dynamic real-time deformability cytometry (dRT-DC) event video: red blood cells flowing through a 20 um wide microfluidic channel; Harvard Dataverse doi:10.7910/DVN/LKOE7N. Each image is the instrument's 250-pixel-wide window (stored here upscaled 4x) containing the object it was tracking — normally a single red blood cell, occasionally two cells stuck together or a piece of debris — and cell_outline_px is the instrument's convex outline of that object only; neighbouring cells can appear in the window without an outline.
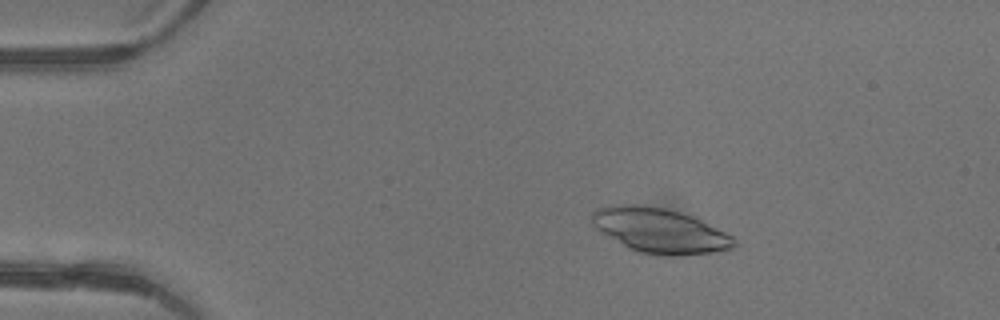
{"species": "common noctule bat (a hibernating species)", "species_latin": "Nyctalus noctula", "temperature_condition": "warm", "stored_images_in_passage": 5, "camera_frame_rate_fps": 3000, "um_per_image_px": 0.085, "animal": {"sex": "female"}, "frame": {"image": 1, "passage_image": 2, "time_ms": 0.333, "image_size_px": [1000, 320], "cell_outline_px": [[736, 244], [732, 248], [712, 252], [680, 256], [672, 256], [640, 252], [628, 248], [600, 232], [592, 224], [592, 212], [596, 208], [608, 204], [644, 204], [664, 208], [680, 212], [692, 216], [732, 236], [736, 240]], "centroid_in_image_um": [56.03, 19.58], "position_along_channel_um": 29.0, "area_um2": 37.11}}
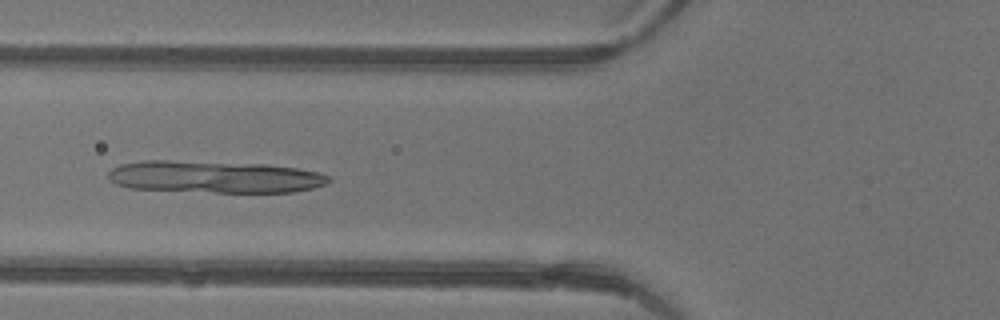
{"frame": {"image": 2, "passage_image": 5, "time_ms": 1.333, "image_size_px": [1000, 320], "cell_outline_px": [[332, 180], [328, 184], [312, 188], [292, 192], [216, 192], [128, 188], [116, 184], [108, 176], [108, 172], [112, 168], [120, 164], [144, 160], [168, 160], [268, 164], [296, 168], [320, 172], [328, 176]], "centroid_in_image_um": [18.26, 15.02], "position_along_channel_um": 107.5, "area_um2": 41.33}}